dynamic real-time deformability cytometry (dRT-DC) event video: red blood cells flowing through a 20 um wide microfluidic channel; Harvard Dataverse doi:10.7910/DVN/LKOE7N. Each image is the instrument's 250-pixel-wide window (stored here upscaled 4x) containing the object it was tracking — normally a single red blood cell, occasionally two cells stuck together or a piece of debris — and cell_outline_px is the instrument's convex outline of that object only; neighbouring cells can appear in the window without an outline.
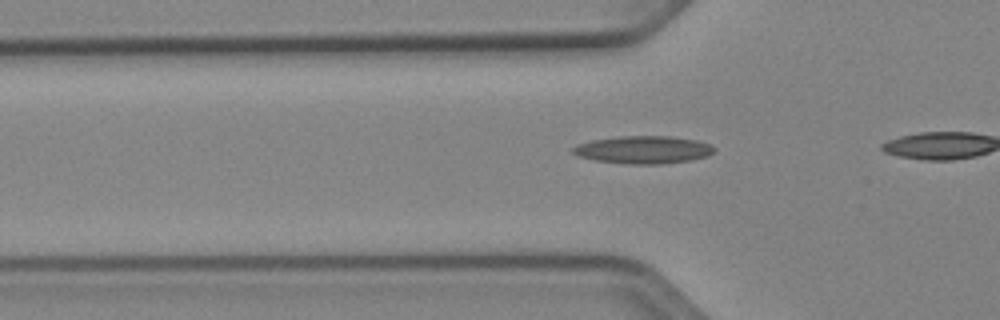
{"species": "Egyptian fruit bat (a non-hibernating species)", "species_latin": "Rousettus aegyptiacus", "temperature_condition": "cold", "stored_images_in_passage": 19, "camera_frame_rate_fps": 3000, "um_per_image_px": 0.085, "animal": {"sex": "female"}, "frame": {"image": 1, "passage_image": 14, "time_ms": 4.333, "image_size_px": [1000, 320], "cell_outline_px": [[716, 148], [708, 156], [692, 160], [664, 164], [628, 164], [596, 160], [576, 156], [572, 152], [572, 148], [576, 144], [592, 140], [620, 136], [672, 136], [696, 140], [712, 144]], "centroid_in_image_um": [54.7, 12.73], "position_along_channel_um": 71.1, "area_um2": 23.0}}
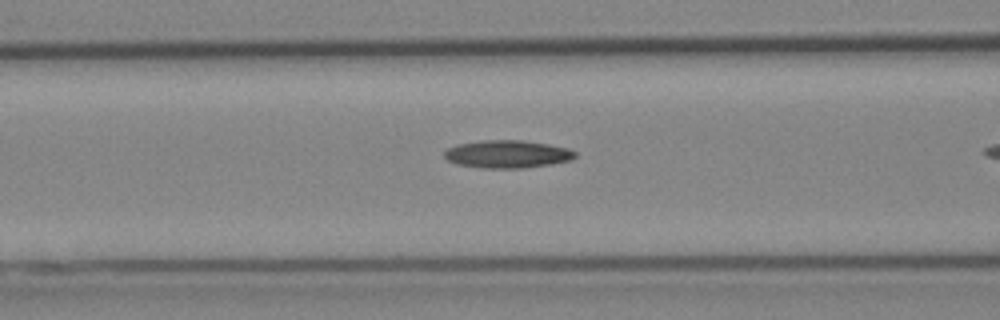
{"frame": {"image": 2, "passage_image": 18, "time_ms": 5.667, "image_size_px": [1000, 320], "cell_outline_px": [[576, 156], [572, 160], [524, 168], [484, 168], [456, 164], [448, 160], [444, 156], [444, 152], [448, 148], [456, 144], [484, 140], [524, 140], [548, 144], [568, 148], [576, 152]], "centroid_in_image_um": [43.12, 13.09], "position_along_channel_um": 123.5, "area_um2": 21.15}}